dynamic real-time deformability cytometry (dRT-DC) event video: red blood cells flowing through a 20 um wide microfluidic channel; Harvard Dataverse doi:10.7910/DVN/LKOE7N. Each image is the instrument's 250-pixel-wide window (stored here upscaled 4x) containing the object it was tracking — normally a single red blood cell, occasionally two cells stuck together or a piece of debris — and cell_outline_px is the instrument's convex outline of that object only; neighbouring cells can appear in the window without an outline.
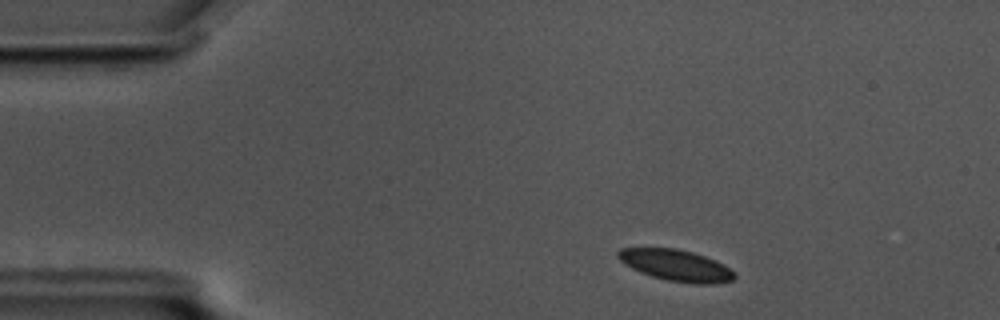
{"species": "common noctule bat (a hibernating species)", "species_latin": "Nyctalus noctula", "temperature_condition": "cold", "stored_images_in_passage": 53, "camera_frame_rate_fps": 3000, "um_per_image_px": 0.085, "animal": {"sex": "male", "body_mass_g": 17.5, "forearm_length_mm": 52.3}, "frame": {"image": 1, "passage_image": 4, "time_ms": 1.0, "image_size_px": [1000, 320], "cell_outline_px": [[736, 276], [732, 280], [712, 284], [696, 284], [668, 280], [652, 276], [640, 272], [632, 268], [620, 260], [616, 256], [616, 252], [620, 248], [676, 248], [692, 252], [716, 260], [724, 264], [736, 272]], "centroid_in_image_um": [57.48, 22.55], "position_along_channel_um": 27.5, "area_um2": 21.27}}
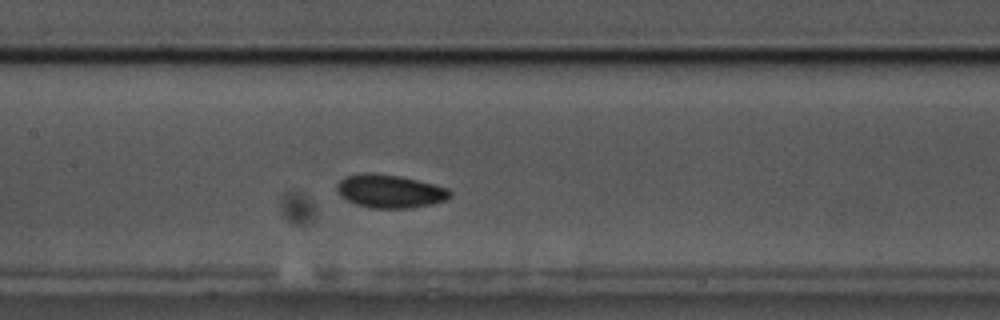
{"frame": {"image": 2, "passage_image": 22, "time_ms": 7.0, "image_size_px": [1000, 320], "cell_outline_px": [[452, 196], [444, 200], [432, 204], [412, 208], [372, 208], [356, 204], [340, 196], [336, 188], [336, 184], [344, 176], [368, 172], [400, 176], [448, 188], [452, 192]], "centroid_in_image_um": [33.12, 16.25], "position_along_channel_um": 174.3, "area_um2": 21.91}}
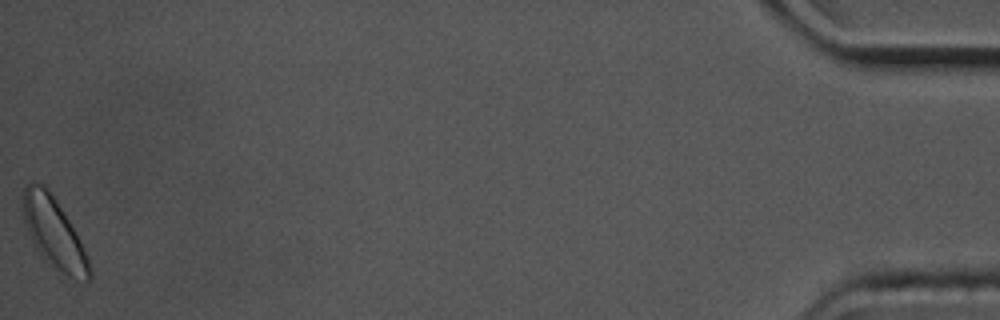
{"frame": {"image": 3, "passage_image": 53, "time_ms": 17.333, "image_size_px": [1000, 320], "cell_outline_px": [[92, 276], [88, 280], [84, 280], [68, 276], [44, 260], [36, 248], [24, 224], [24, 188], [32, 180], [44, 184], [52, 192], [76, 232], [84, 248], [92, 272]], "centroid_in_image_um": [4.59, 19.76], "position_along_channel_um": 430.6, "area_um2": 26.93}}